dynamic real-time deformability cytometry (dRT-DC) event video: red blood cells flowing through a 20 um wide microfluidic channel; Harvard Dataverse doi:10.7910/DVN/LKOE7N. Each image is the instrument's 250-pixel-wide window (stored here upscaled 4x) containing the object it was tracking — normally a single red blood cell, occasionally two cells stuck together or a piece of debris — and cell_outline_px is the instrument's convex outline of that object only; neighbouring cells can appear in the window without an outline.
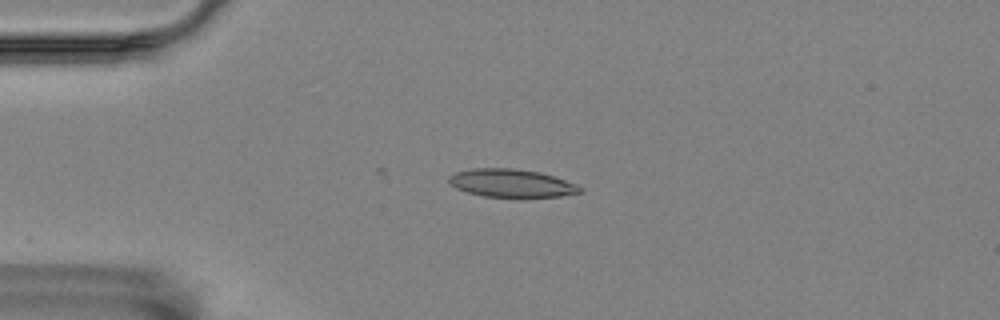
{"species": "Egyptian fruit bat (a non-hibernating species)", "species_latin": "Rousettus aegyptiacus", "temperature_condition": "room temperature", "stored_images_in_passage": 33, "camera_frame_rate_fps": 3000, "um_per_image_px": 0.085, "animal": {"sex": "female"}, "frame": {"image": 1, "passage_image": 2, "time_ms": 0.333, "image_size_px": [1000, 320], "cell_outline_px": [[584, 188], [580, 192], [560, 196], [524, 200], [520, 200], [484, 196], [468, 192], [456, 188], [448, 180], [448, 176], [456, 172], [472, 168], [512, 168], [540, 172], [576, 184]], "centroid_in_image_um": [43.5, 15.61], "position_along_channel_um": 41.5, "area_um2": 22.14}}
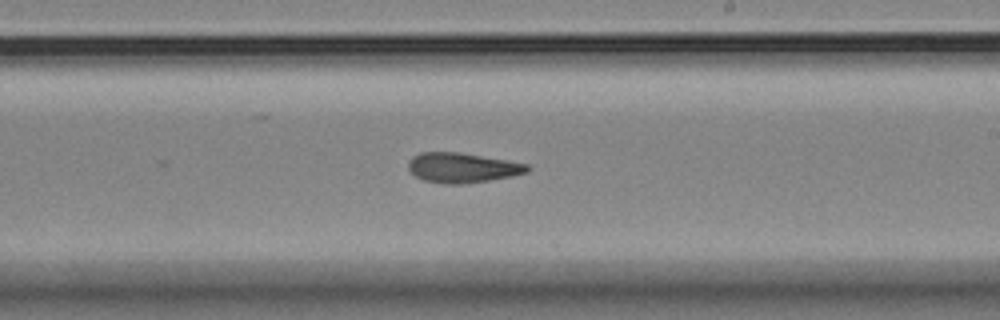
{"frame": {"image": 2, "passage_image": 22, "time_ms": 7.0, "image_size_px": [1000, 320], "cell_outline_px": [[532, 168], [528, 172], [512, 176], [464, 184], [444, 184], [424, 180], [416, 176], [408, 168], [408, 160], [412, 156], [420, 152], [460, 152], [528, 164]], "centroid_in_image_um": [39.29, 14.25], "position_along_channel_um": 249.7, "area_um2": 20.75}}
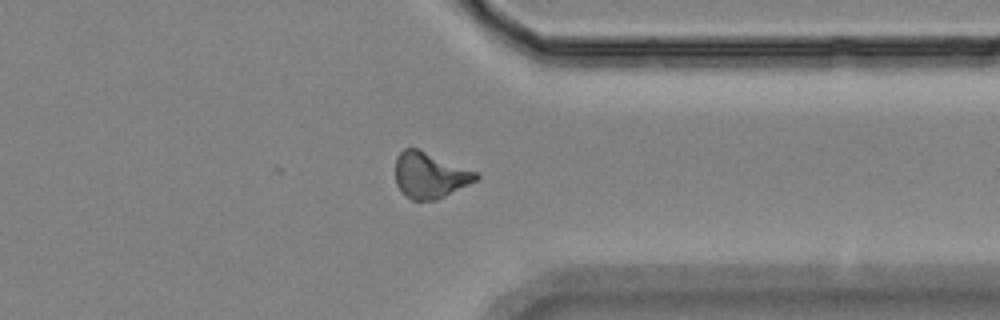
{"frame": {"image": 3, "passage_image": 33, "time_ms": 10.667, "image_size_px": [1000, 320], "cell_outline_px": [[480, 176], [476, 180], [436, 200], [412, 200], [396, 184], [396, 156], [404, 148], [416, 148], [476, 172]], "centroid_in_image_um": [36.51, 14.89], "position_along_channel_um": 374.9, "area_um2": 20.92}, "authors_computed_cell_mechanics": {"area_um2": 20.808, "velocity_mm_per_s": 3.4847, "shape_relaxation_time_tau1_ms": null, "shape_relaxation_time_tau2_ms": 4.2625, "deformation_change_tau1": null, "deformation_change_tau2": 0.1325}}